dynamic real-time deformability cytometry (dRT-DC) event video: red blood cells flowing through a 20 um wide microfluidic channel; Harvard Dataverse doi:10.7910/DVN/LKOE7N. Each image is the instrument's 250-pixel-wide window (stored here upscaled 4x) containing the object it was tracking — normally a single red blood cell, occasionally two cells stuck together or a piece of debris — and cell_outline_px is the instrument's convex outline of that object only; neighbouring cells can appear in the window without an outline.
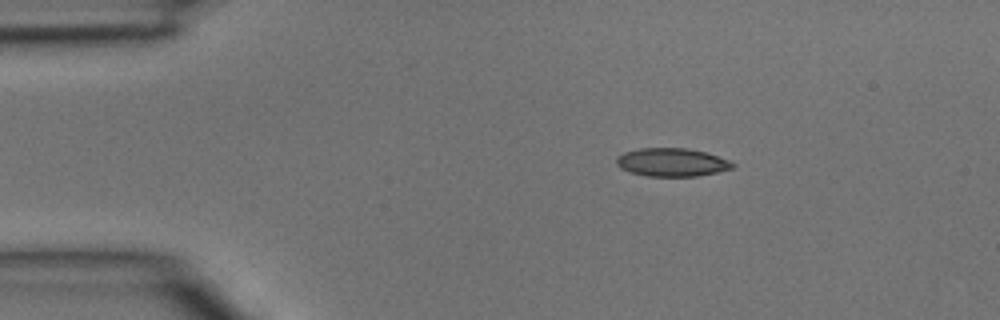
{"species": "common noctule bat (a hibernating species)", "species_latin": "Nyctalus noctula", "temperature_condition": "room temperature", "stored_images_in_passage": 2, "camera_frame_rate_fps": 3000, "um_per_image_px": 0.085, "animal": {"sex": "male", "body_mass_g": 15.6}, "frame": {"image": 1, "passage_image": 1, "time_ms": 0.0, "image_size_px": [1000, 320], "cell_outline_px": [[736, 164], [732, 168], [716, 172], [696, 176], [644, 176], [620, 168], [616, 164], [616, 156], [624, 152], [640, 148], [688, 148], [704, 152], [728, 160]], "centroid_in_image_um": [57.06, 13.79], "position_along_channel_um": 27.9, "area_um2": 19.02}}